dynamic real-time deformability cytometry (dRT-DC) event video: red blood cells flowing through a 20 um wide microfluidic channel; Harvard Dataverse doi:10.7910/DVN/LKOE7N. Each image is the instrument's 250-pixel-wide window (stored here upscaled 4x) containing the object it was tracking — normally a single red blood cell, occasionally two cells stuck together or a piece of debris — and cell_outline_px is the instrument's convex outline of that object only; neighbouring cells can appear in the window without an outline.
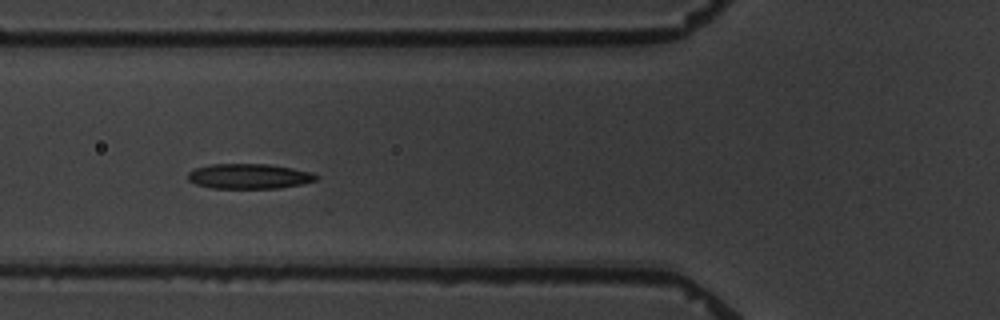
{"species": "common noctule bat (a hibernating species)", "species_latin": "Nyctalus noctula", "temperature_condition": "warm", "stored_images_in_passage": 7, "camera_frame_rate_fps": 3000, "um_per_image_px": 0.085, "animal": {"sex": "male", "body_mass_g": 19.5, "forearm_length_mm": 54.6}, "frame": {"image": 1, "passage_image": 6, "time_ms": 5.667, "image_size_px": [1000, 320], "cell_outline_px": [[320, 176], [316, 180], [300, 184], [276, 188], [212, 188], [196, 184], [188, 180], [188, 172], [192, 168], [212, 164], [268, 164], [292, 168], [312, 172]], "centroid_in_image_um": [21.15, 14.97], "position_along_channel_um": 104.7, "area_um2": 18.73}}
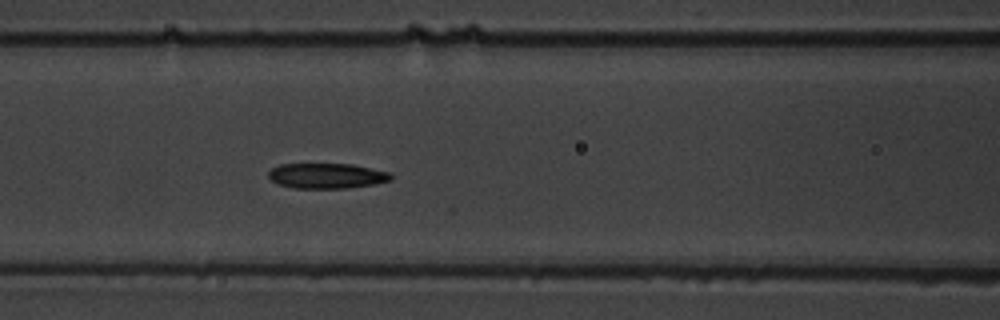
{"frame": {"image": 2, "passage_image": 7, "time_ms": 6.667, "image_size_px": [1000, 320], "cell_outline_px": [[392, 180], [376, 184], [348, 188], [292, 188], [276, 184], [268, 176], [268, 172], [272, 168], [280, 164], [352, 164], [388, 172], [392, 176]], "centroid_in_image_um": [27.75, 14.95], "position_along_channel_um": 138.8, "area_um2": 18.09}}